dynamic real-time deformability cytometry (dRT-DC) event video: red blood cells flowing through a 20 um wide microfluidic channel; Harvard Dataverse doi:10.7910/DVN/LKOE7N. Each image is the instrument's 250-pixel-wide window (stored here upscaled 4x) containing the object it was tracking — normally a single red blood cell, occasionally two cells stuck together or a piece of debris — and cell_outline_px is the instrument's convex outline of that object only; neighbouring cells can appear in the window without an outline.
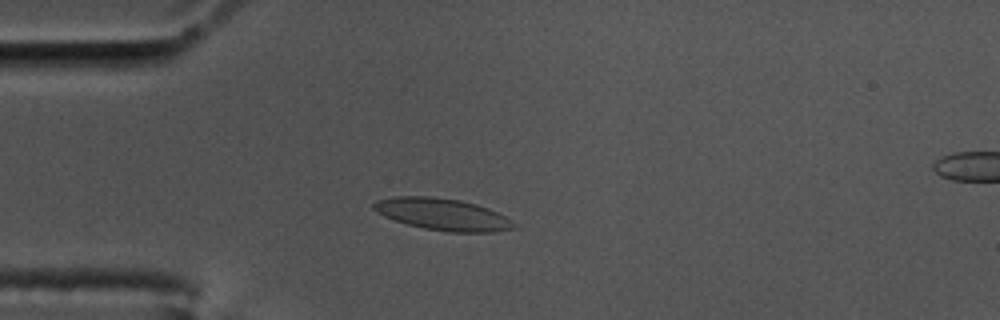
{"species": "common noctule bat (a hibernating species)", "species_latin": "Nyctalus noctula", "temperature_condition": "cold", "stored_images_in_passage": 57, "camera_frame_rate_fps": 3000, "um_per_image_px": 0.085, "animal": {"sex": "male", "body_mass_g": 17.5, "forearm_length_mm": 52.3}, "frame": {"image": 1, "passage_image": 14, "time_ms": 4.333, "image_size_px": [1000, 320], "cell_outline_px": [[516, 228], [492, 232], [448, 232], [424, 228], [408, 224], [384, 216], [376, 212], [372, 208], [372, 204], [376, 200], [396, 196], [432, 196], [460, 200], [476, 204], [488, 208], [504, 216], [516, 224]], "centroid_in_image_um": [37.6, 18.21], "position_along_channel_um": 47.4, "area_um2": 25.95}}
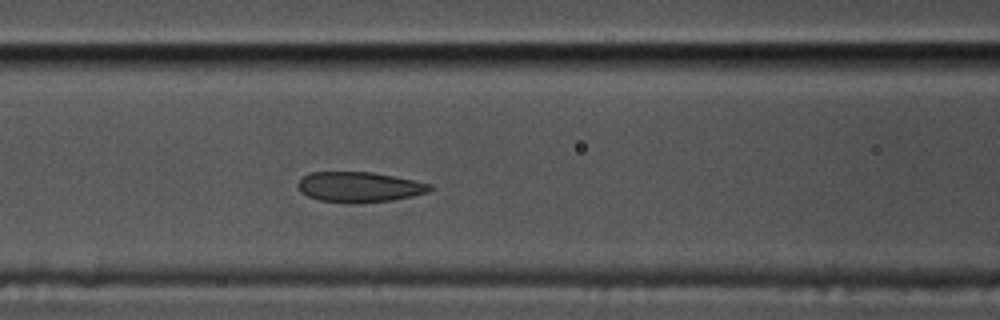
{"frame": {"image": 2, "passage_image": 23, "time_ms": 7.333, "image_size_px": [1000, 320], "cell_outline_px": [[432, 188], [428, 192], [412, 196], [392, 200], [320, 200], [308, 196], [300, 192], [296, 184], [308, 172], [372, 172], [432, 184]], "centroid_in_image_um": [30.52, 15.84], "position_along_channel_um": 136.1, "area_um2": 22.25}}
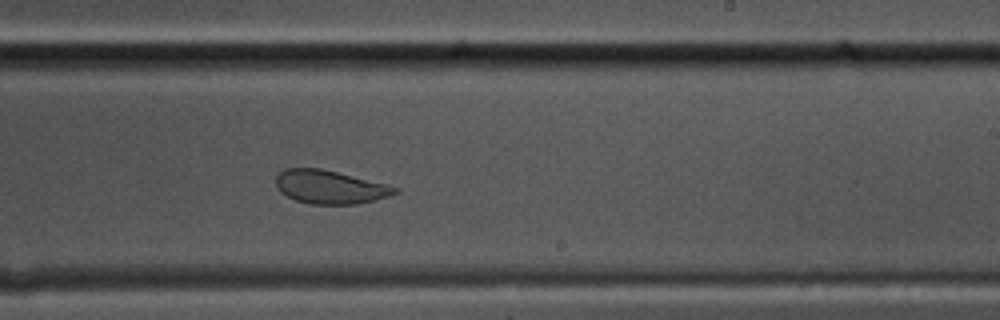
{"frame": {"image": 3, "passage_image": 34, "time_ms": 11.0, "image_size_px": [1000, 320], "cell_outline_px": [[400, 192], [388, 196], [356, 204], [308, 204], [296, 200], [280, 192], [276, 184], [276, 176], [284, 168], [320, 168], [388, 184], [400, 188]], "centroid_in_image_um": [28.05, 15.89], "position_along_channel_um": 260.9, "area_um2": 23.18}, "authors_computed_cell_mechanics": {"area_um2": 24.9696, "velocity_mm_per_s": 3.4118, "shape_relaxation_time_tau1_ms": null, "shape_relaxation_time_tau2_ms": 1.0988, "deformation_change_tau1": null, "deformation_change_tau2": 0.0534}}